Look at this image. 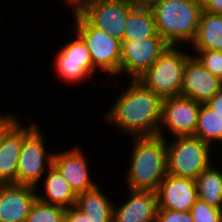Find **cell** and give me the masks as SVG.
<instances>
[{"label":"cell","instance_id":"obj_30","mask_svg":"<svg viewBox=\"0 0 222 222\" xmlns=\"http://www.w3.org/2000/svg\"><path fill=\"white\" fill-rule=\"evenodd\" d=\"M216 114L222 117V89L206 103Z\"/></svg>","mask_w":222,"mask_h":222},{"label":"cell","instance_id":"obj_4","mask_svg":"<svg viewBox=\"0 0 222 222\" xmlns=\"http://www.w3.org/2000/svg\"><path fill=\"white\" fill-rule=\"evenodd\" d=\"M184 47L169 45L137 80L162 99L181 95L184 66L192 55Z\"/></svg>","mask_w":222,"mask_h":222},{"label":"cell","instance_id":"obj_3","mask_svg":"<svg viewBox=\"0 0 222 222\" xmlns=\"http://www.w3.org/2000/svg\"><path fill=\"white\" fill-rule=\"evenodd\" d=\"M202 10L198 0H164L151 11L157 33L169 45L189 47L195 39Z\"/></svg>","mask_w":222,"mask_h":222},{"label":"cell","instance_id":"obj_23","mask_svg":"<svg viewBox=\"0 0 222 222\" xmlns=\"http://www.w3.org/2000/svg\"><path fill=\"white\" fill-rule=\"evenodd\" d=\"M149 37H161L156 30L153 13L151 10L136 5L128 14L123 40H138Z\"/></svg>","mask_w":222,"mask_h":222},{"label":"cell","instance_id":"obj_20","mask_svg":"<svg viewBox=\"0 0 222 222\" xmlns=\"http://www.w3.org/2000/svg\"><path fill=\"white\" fill-rule=\"evenodd\" d=\"M188 48L222 51V15L202 10L195 39Z\"/></svg>","mask_w":222,"mask_h":222},{"label":"cell","instance_id":"obj_24","mask_svg":"<svg viewBox=\"0 0 222 222\" xmlns=\"http://www.w3.org/2000/svg\"><path fill=\"white\" fill-rule=\"evenodd\" d=\"M66 208L44 203L38 199L32 204L26 222H64Z\"/></svg>","mask_w":222,"mask_h":222},{"label":"cell","instance_id":"obj_11","mask_svg":"<svg viewBox=\"0 0 222 222\" xmlns=\"http://www.w3.org/2000/svg\"><path fill=\"white\" fill-rule=\"evenodd\" d=\"M135 6L133 0H90L79 12L94 27L123 41L128 14Z\"/></svg>","mask_w":222,"mask_h":222},{"label":"cell","instance_id":"obj_25","mask_svg":"<svg viewBox=\"0 0 222 222\" xmlns=\"http://www.w3.org/2000/svg\"><path fill=\"white\" fill-rule=\"evenodd\" d=\"M190 53L194 55L214 76L222 80V51L191 50Z\"/></svg>","mask_w":222,"mask_h":222},{"label":"cell","instance_id":"obj_10","mask_svg":"<svg viewBox=\"0 0 222 222\" xmlns=\"http://www.w3.org/2000/svg\"><path fill=\"white\" fill-rule=\"evenodd\" d=\"M168 46L169 44L162 37L123 40L119 77L137 80L154 64Z\"/></svg>","mask_w":222,"mask_h":222},{"label":"cell","instance_id":"obj_26","mask_svg":"<svg viewBox=\"0 0 222 222\" xmlns=\"http://www.w3.org/2000/svg\"><path fill=\"white\" fill-rule=\"evenodd\" d=\"M194 222H222V210L216 209L201 199H197L191 207Z\"/></svg>","mask_w":222,"mask_h":222},{"label":"cell","instance_id":"obj_32","mask_svg":"<svg viewBox=\"0 0 222 222\" xmlns=\"http://www.w3.org/2000/svg\"><path fill=\"white\" fill-rule=\"evenodd\" d=\"M137 6L142 8L152 10L154 7L158 6L164 0H133Z\"/></svg>","mask_w":222,"mask_h":222},{"label":"cell","instance_id":"obj_16","mask_svg":"<svg viewBox=\"0 0 222 222\" xmlns=\"http://www.w3.org/2000/svg\"><path fill=\"white\" fill-rule=\"evenodd\" d=\"M26 124L18 120L3 136L0 144V184L16 183V170L24 137L38 124L33 118Z\"/></svg>","mask_w":222,"mask_h":222},{"label":"cell","instance_id":"obj_1","mask_svg":"<svg viewBox=\"0 0 222 222\" xmlns=\"http://www.w3.org/2000/svg\"><path fill=\"white\" fill-rule=\"evenodd\" d=\"M126 84L103 115L105 124L129 137L157 135L163 99L138 80Z\"/></svg>","mask_w":222,"mask_h":222},{"label":"cell","instance_id":"obj_31","mask_svg":"<svg viewBox=\"0 0 222 222\" xmlns=\"http://www.w3.org/2000/svg\"><path fill=\"white\" fill-rule=\"evenodd\" d=\"M202 7L206 12L222 15V0H206Z\"/></svg>","mask_w":222,"mask_h":222},{"label":"cell","instance_id":"obj_27","mask_svg":"<svg viewBox=\"0 0 222 222\" xmlns=\"http://www.w3.org/2000/svg\"><path fill=\"white\" fill-rule=\"evenodd\" d=\"M156 222H194L190 211L158 209Z\"/></svg>","mask_w":222,"mask_h":222},{"label":"cell","instance_id":"obj_8","mask_svg":"<svg viewBox=\"0 0 222 222\" xmlns=\"http://www.w3.org/2000/svg\"><path fill=\"white\" fill-rule=\"evenodd\" d=\"M74 33V34H73ZM71 41H67L56 52L52 62L53 71L57 78L63 82L72 85H80L87 80H96V70L93 67L90 52L83 39L72 30ZM92 77V78H91Z\"/></svg>","mask_w":222,"mask_h":222},{"label":"cell","instance_id":"obj_13","mask_svg":"<svg viewBox=\"0 0 222 222\" xmlns=\"http://www.w3.org/2000/svg\"><path fill=\"white\" fill-rule=\"evenodd\" d=\"M222 89V80L214 76L191 55L184 66L181 95L205 104Z\"/></svg>","mask_w":222,"mask_h":222},{"label":"cell","instance_id":"obj_5","mask_svg":"<svg viewBox=\"0 0 222 222\" xmlns=\"http://www.w3.org/2000/svg\"><path fill=\"white\" fill-rule=\"evenodd\" d=\"M70 26L85 42L92 59L94 69L107 73L111 81L119 77L122 41L94 27L79 11L72 13ZM112 76V77H111Z\"/></svg>","mask_w":222,"mask_h":222},{"label":"cell","instance_id":"obj_2","mask_svg":"<svg viewBox=\"0 0 222 222\" xmlns=\"http://www.w3.org/2000/svg\"><path fill=\"white\" fill-rule=\"evenodd\" d=\"M123 177L130 190L154 191L167 174L166 139L159 135L133 136Z\"/></svg>","mask_w":222,"mask_h":222},{"label":"cell","instance_id":"obj_12","mask_svg":"<svg viewBox=\"0 0 222 222\" xmlns=\"http://www.w3.org/2000/svg\"><path fill=\"white\" fill-rule=\"evenodd\" d=\"M83 147L77 145L61 151H53L52 164L68 181L76 195L95 188L98 181L92 179L88 156L83 152ZM89 162V163H88Z\"/></svg>","mask_w":222,"mask_h":222},{"label":"cell","instance_id":"obj_6","mask_svg":"<svg viewBox=\"0 0 222 222\" xmlns=\"http://www.w3.org/2000/svg\"><path fill=\"white\" fill-rule=\"evenodd\" d=\"M166 139L167 173L196 179L219 155L206 142L196 136ZM217 156H216V155ZM214 157V159L212 158Z\"/></svg>","mask_w":222,"mask_h":222},{"label":"cell","instance_id":"obj_22","mask_svg":"<svg viewBox=\"0 0 222 222\" xmlns=\"http://www.w3.org/2000/svg\"><path fill=\"white\" fill-rule=\"evenodd\" d=\"M194 136L206 142L214 151H217L218 155H221L219 151L222 150V117L206 104H200Z\"/></svg>","mask_w":222,"mask_h":222},{"label":"cell","instance_id":"obj_33","mask_svg":"<svg viewBox=\"0 0 222 222\" xmlns=\"http://www.w3.org/2000/svg\"><path fill=\"white\" fill-rule=\"evenodd\" d=\"M64 4L67 5L71 8L72 12L74 11H79L88 1L90 0H62Z\"/></svg>","mask_w":222,"mask_h":222},{"label":"cell","instance_id":"obj_28","mask_svg":"<svg viewBox=\"0 0 222 222\" xmlns=\"http://www.w3.org/2000/svg\"><path fill=\"white\" fill-rule=\"evenodd\" d=\"M18 116L10 111L0 112V144L4 134L19 120Z\"/></svg>","mask_w":222,"mask_h":222},{"label":"cell","instance_id":"obj_29","mask_svg":"<svg viewBox=\"0 0 222 222\" xmlns=\"http://www.w3.org/2000/svg\"><path fill=\"white\" fill-rule=\"evenodd\" d=\"M64 222H88L86 216L75 206L66 208Z\"/></svg>","mask_w":222,"mask_h":222},{"label":"cell","instance_id":"obj_17","mask_svg":"<svg viewBox=\"0 0 222 222\" xmlns=\"http://www.w3.org/2000/svg\"><path fill=\"white\" fill-rule=\"evenodd\" d=\"M36 192L29 185L0 184V222H26Z\"/></svg>","mask_w":222,"mask_h":222},{"label":"cell","instance_id":"obj_21","mask_svg":"<svg viewBox=\"0 0 222 222\" xmlns=\"http://www.w3.org/2000/svg\"><path fill=\"white\" fill-rule=\"evenodd\" d=\"M215 162L216 160L204 169L195 181L198 198L208 205L222 210V167L216 165Z\"/></svg>","mask_w":222,"mask_h":222},{"label":"cell","instance_id":"obj_15","mask_svg":"<svg viewBox=\"0 0 222 222\" xmlns=\"http://www.w3.org/2000/svg\"><path fill=\"white\" fill-rule=\"evenodd\" d=\"M123 202H114L112 222H156L158 201L154 191L130 190ZM125 201V202H124Z\"/></svg>","mask_w":222,"mask_h":222},{"label":"cell","instance_id":"obj_34","mask_svg":"<svg viewBox=\"0 0 222 222\" xmlns=\"http://www.w3.org/2000/svg\"><path fill=\"white\" fill-rule=\"evenodd\" d=\"M206 0H198L199 3L203 4Z\"/></svg>","mask_w":222,"mask_h":222},{"label":"cell","instance_id":"obj_7","mask_svg":"<svg viewBox=\"0 0 222 222\" xmlns=\"http://www.w3.org/2000/svg\"><path fill=\"white\" fill-rule=\"evenodd\" d=\"M40 128L37 124L23 139L15 184L37 187L52 165L53 152L46 150L47 137Z\"/></svg>","mask_w":222,"mask_h":222},{"label":"cell","instance_id":"obj_9","mask_svg":"<svg viewBox=\"0 0 222 222\" xmlns=\"http://www.w3.org/2000/svg\"><path fill=\"white\" fill-rule=\"evenodd\" d=\"M199 110L200 103L189 97L179 95L163 99L161 122L157 135L165 139L194 136ZM167 132L171 137L165 134Z\"/></svg>","mask_w":222,"mask_h":222},{"label":"cell","instance_id":"obj_14","mask_svg":"<svg viewBox=\"0 0 222 222\" xmlns=\"http://www.w3.org/2000/svg\"><path fill=\"white\" fill-rule=\"evenodd\" d=\"M158 209L190 211L198 199L195 179L167 173L156 190Z\"/></svg>","mask_w":222,"mask_h":222},{"label":"cell","instance_id":"obj_18","mask_svg":"<svg viewBox=\"0 0 222 222\" xmlns=\"http://www.w3.org/2000/svg\"><path fill=\"white\" fill-rule=\"evenodd\" d=\"M43 177L41 183L36 187L38 200L64 208L75 206L77 195L71 189L68 181L53 164L48 168ZM40 187L43 188V193L41 189H39Z\"/></svg>","mask_w":222,"mask_h":222},{"label":"cell","instance_id":"obj_19","mask_svg":"<svg viewBox=\"0 0 222 222\" xmlns=\"http://www.w3.org/2000/svg\"><path fill=\"white\" fill-rule=\"evenodd\" d=\"M105 194L100 183L93 189L77 195L75 207L87 218L88 222H112L114 199Z\"/></svg>","mask_w":222,"mask_h":222}]
</instances>
